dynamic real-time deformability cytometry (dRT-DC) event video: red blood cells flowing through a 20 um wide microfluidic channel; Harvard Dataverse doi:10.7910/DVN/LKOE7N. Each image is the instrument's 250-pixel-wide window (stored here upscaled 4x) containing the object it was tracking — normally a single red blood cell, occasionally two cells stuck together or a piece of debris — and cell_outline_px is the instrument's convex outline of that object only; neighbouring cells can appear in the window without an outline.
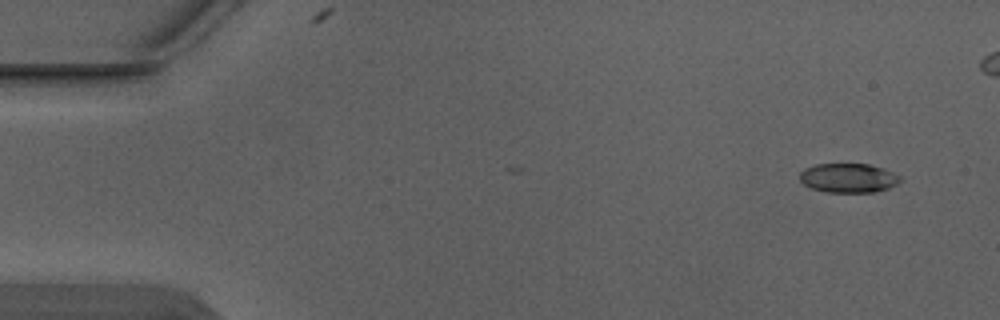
{"species": "Egyptian fruit bat (a non-hibernating species)", "species_latin": "Rousettus aegyptiacus", "temperature_condition": "warm", "stored_images_in_passage": 5, "camera_frame_rate_fps": 3000, "um_per_image_px": 0.085, "animal": {"sex": "male"}, "frame": {"image": 1, "passage_image": 1, "time_ms": 0.0, "image_size_px": [1000, 320], "cell_outline_px": [[900, 180], [896, 184], [888, 188], [872, 192], [824, 192], [812, 188], [804, 184], [800, 180], [800, 172], [804, 168], [816, 164], [868, 164], [884, 168], [900, 176]], "centroid_in_image_um": [72.09, 15.12], "position_along_channel_um": 12.9, "area_um2": 17.05}}